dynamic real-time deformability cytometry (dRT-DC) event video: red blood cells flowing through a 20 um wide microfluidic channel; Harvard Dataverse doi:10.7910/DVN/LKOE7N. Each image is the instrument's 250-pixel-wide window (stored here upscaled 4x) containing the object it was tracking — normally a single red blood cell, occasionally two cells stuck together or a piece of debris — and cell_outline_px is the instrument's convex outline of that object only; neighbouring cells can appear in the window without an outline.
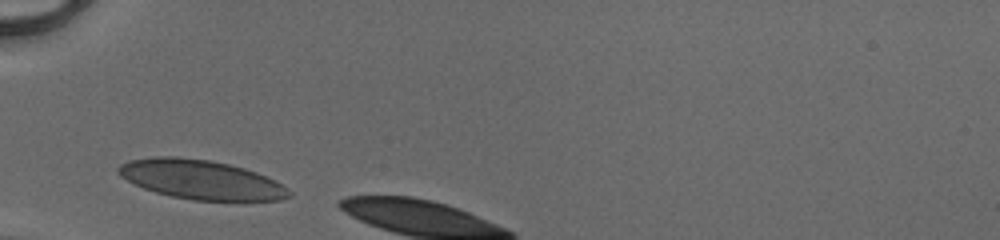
{"species": "human", "species_latin": "Homo sapiens", "temperature_condition": "cold", "stored_images_in_passage": 3, "camera_frame_rate_fps": 3000, "um_per_image_px": 0.085, "donor": {"sex": "male"}, "frame": {"image": 1, "passage_image": 1, "time_ms": 0.0, "image_size_px": [1000, 240], "cell_outline_px": [[292, 196], [280, 200], [192, 200], [172, 196], [156, 192], [144, 188], [120, 176], [116, 172], [116, 168], [120, 164], [128, 160], [156, 156], [176, 156], [208, 160], [228, 164], [244, 168], [256, 172], [288, 188], [292, 192]], "centroid_in_image_um": [17.05, 15.26], "position_along_channel_um": 68.0, "area_um2": 38.78}}